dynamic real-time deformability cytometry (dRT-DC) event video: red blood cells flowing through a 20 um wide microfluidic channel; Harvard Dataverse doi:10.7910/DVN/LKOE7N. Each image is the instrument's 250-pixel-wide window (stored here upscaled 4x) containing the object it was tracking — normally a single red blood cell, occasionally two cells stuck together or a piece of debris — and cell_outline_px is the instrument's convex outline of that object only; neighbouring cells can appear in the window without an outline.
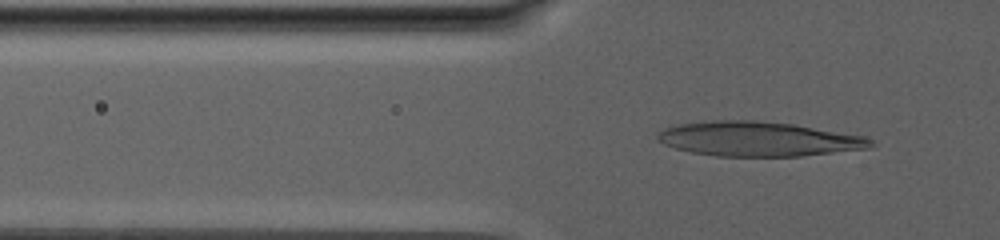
{"species": "human", "species_latin": "Homo sapiens", "temperature_condition": "warm", "stored_images_in_passage": 86, "camera_frame_rate_fps": 3000, "um_per_image_px": 0.085, "donor": {"sex": "male"}, "frame": {"image": 1, "passage_image": 31, "time_ms": 10.0, "image_size_px": [1000, 240], "cell_outline_px": [[876, 144], [868, 148], [800, 156], [716, 156], [692, 152], [676, 148], [664, 144], [656, 140], [656, 136], [664, 128], [680, 124], [712, 120], [752, 120], [792, 124], [864, 136], [872, 140]], "centroid_in_image_um": [64.44, 11.81], "position_along_channel_um": 61.4, "area_um2": 42.66}}
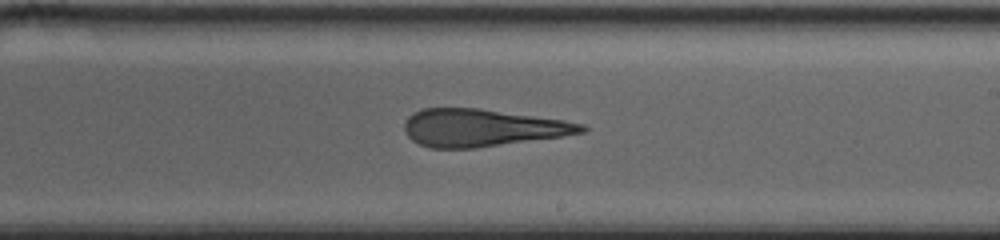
{"frame": {"image": 2, "passage_image": 55, "time_ms": 18.0, "image_size_px": [1000, 240], "cell_outline_px": [[588, 128], [584, 132], [564, 136], [476, 148], [428, 148], [412, 140], [408, 136], [404, 128], [404, 124], [408, 116], [412, 112], [424, 108], [480, 108], [564, 120], [584, 124]], "centroid_in_image_um": [40.97, 10.86], "position_along_channel_um": 248.0, "area_um2": 38.73}}
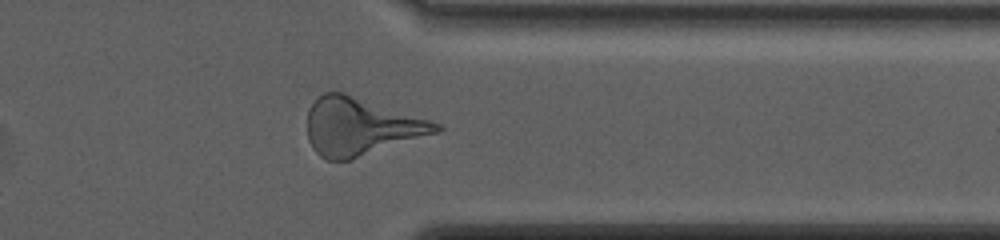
{"frame": {"image": 3, "passage_image": 71, "time_ms": 23.333, "image_size_px": [1000, 240], "cell_outline_px": [[444, 128], [440, 132], [352, 160], [328, 160], [320, 156], [312, 148], [308, 140], [308, 112], [312, 104], [324, 92], [344, 92], [440, 124]], "centroid_in_image_um": [30.66, 10.78], "position_along_channel_um": 380.7, "area_um2": 42.95}, "authors_computed_cell_mechanics": {"area_um2": 41.7027, "velocity_mm_per_s": 2.5145, "shape_relaxation_time_tau1_ms": null, "shape_relaxation_time_tau2_ms": 3.5649, "deformation_change_tau1": null, "deformation_change_tau2": 0.1628}}